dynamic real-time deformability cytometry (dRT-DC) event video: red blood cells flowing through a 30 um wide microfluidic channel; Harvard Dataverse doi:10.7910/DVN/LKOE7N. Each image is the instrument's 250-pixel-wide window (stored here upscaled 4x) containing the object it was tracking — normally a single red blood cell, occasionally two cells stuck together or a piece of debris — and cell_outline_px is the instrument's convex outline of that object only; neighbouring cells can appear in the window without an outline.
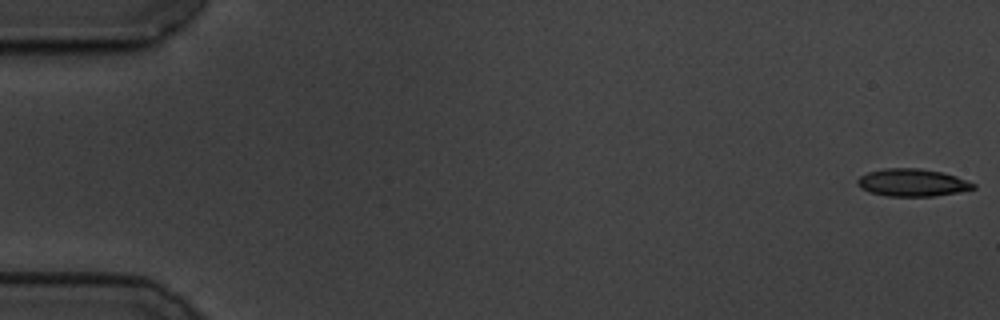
{"species": "common noctule bat (a hibernating species)", "species_latin": "Nyctalus noctula", "temperature_condition": "cold", "stored_images_in_passage": 58, "camera_frame_rate_fps": 3000, "um_per_image_px": 0.085, "animal": {"sex": "male", "body_mass_g": 19.5, "forearm_length_mm": 54.6}, "frame": {"image": 1, "passage_image": 1, "time_ms": 0.0, "image_size_px": [1000, 320], "cell_outline_px": [[976, 188], [956, 192], [932, 196], [888, 196], [868, 192], [860, 188], [856, 184], [856, 180], [860, 176], [868, 172], [884, 168], [920, 168], [944, 172], [956, 176], [976, 184]], "centroid_in_image_um": [77.51, 15.51], "position_along_channel_um": 7.5, "area_um2": 18.67}}
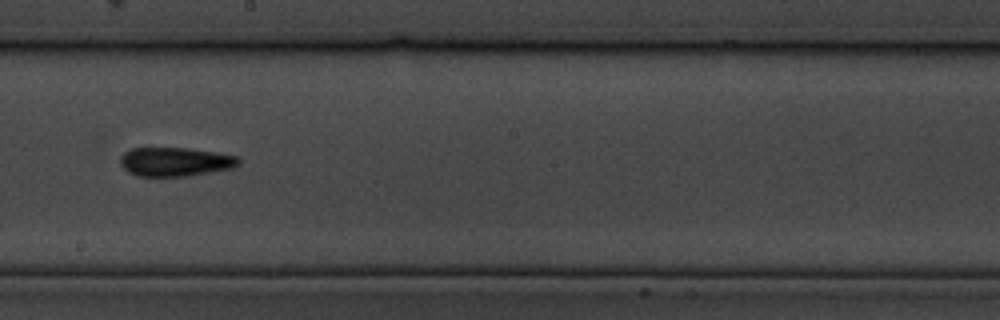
{"frame": {"image": 2, "passage_image": 33, "time_ms": 10.667, "image_size_px": [1000, 320], "cell_outline_px": [[240, 164], [232, 168], [188, 176], [136, 176], [128, 172], [120, 164], [120, 156], [124, 152], [132, 148], [188, 148], [216, 152], [236, 156], [240, 160]], "centroid_in_image_um": [14.87, 13.75], "position_along_channel_um": 233.3, "area_um2": 20.0}}
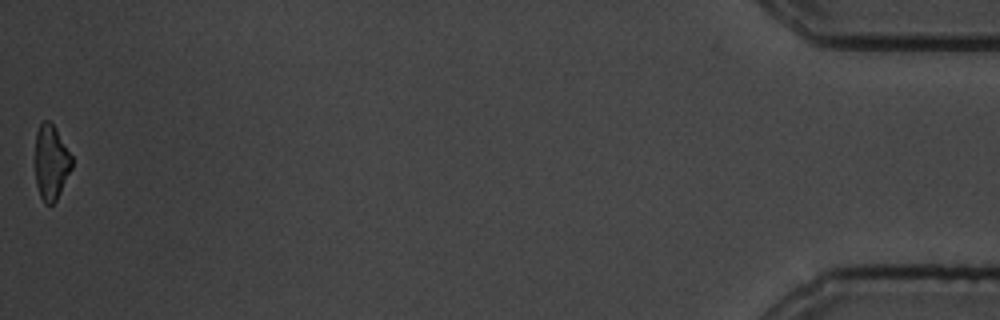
{"frame": {"image": 3, "passage_image": 58, "time_ms": 19.0, "image_size_px": [1000, 320], "cell_outline_px": [[72, 168], [56, 200], [52, 204], [44, 204], [40, 196], [36, 184], [36, 132], [40, 124], [44, 120], [48, 120], [56, 128], [72, 156]], "centroid_in_image_um": [4.35, 13.8], "position_along_channel_um": 430.9, "area_um2": 15.9}, "authors_computed_cell_mechanics": {"area_um2": 19.0451, "velocity_mm_per_s": 3.4833, "shape_relaxation_time_tau1_ms": 7.4903, "shape_relaxation_time_tau2_ms": 10.3246, "deformation_change_tau1": 0.1705, "deformation_change_tau2": 0.2482}}